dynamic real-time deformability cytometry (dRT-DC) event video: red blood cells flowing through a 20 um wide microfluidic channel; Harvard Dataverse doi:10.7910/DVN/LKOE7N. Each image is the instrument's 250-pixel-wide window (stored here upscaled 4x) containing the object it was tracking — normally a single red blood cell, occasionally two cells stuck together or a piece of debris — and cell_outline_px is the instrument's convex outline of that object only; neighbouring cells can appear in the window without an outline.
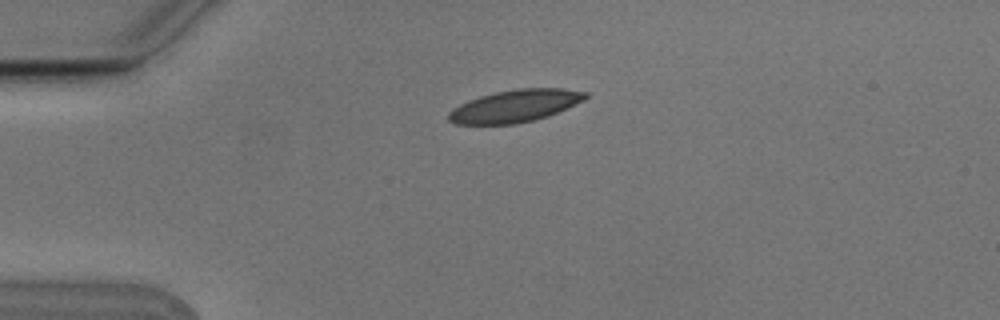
{"species": "Egyptian fruit bat (a non-hibernating species)", "species_latin": "Rousettus aegyptiacus", "temperature_condition": "cold", "stored_images_in_passage": 3, "camera_frame_rate_fps": 3000, "um_per_image_px": 0.085, "animal": {"sex": "male"}, "frame": {"image": 1, "passage_image": 2, "time_ms": 0.333, "image_size_px": [1000, 320], "cell_outline_px": [[588, 96], [584, 100], [548, 116], [516, 124], [456, 124], [448, 120], [448, 112], [452, 108], [468, 100], [480, 96], [496, 92], [516, 88], [560, 88], [588, 92]], "centroid_in_image_um": [43.76, 9.0], "position_along_channel_um": 41.2, "area_um2": 25.72}}